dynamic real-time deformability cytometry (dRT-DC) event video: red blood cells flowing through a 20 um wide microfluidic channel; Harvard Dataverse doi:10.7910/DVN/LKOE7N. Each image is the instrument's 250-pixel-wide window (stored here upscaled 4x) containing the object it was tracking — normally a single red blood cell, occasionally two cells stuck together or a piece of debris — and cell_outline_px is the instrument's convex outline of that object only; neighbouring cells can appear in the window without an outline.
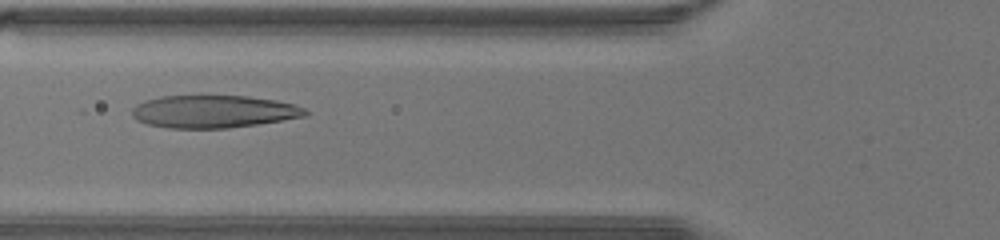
{"species": "human", "species_latin": "Homo sapiens", "temperature_condition": "warm", "stored_images_in_passage": 41, "camera_frame_rate_fps": 3000, "um_per_image_px": 0.085, "donor": {"sex": "male"}, "frame": {"image": 1, "passage_image": 15, "time_ms": 4.667, "image_size_px": [1000, 240], "cell_outline_px": [[308, 116], [256, 124], [228, 128], [168, 128], [148, 124], [136, 120], [132, 116], [132, 108], [136, 104], [144, 100], [160, 96], [200, 92], [248, 96], [276, 100], [292, 104], [304, 108], [308, 112]], "centroid_in_image_um": [18.09, 9.43], "position_along_channel_um": 107.7, "area_um2": 34.22}}
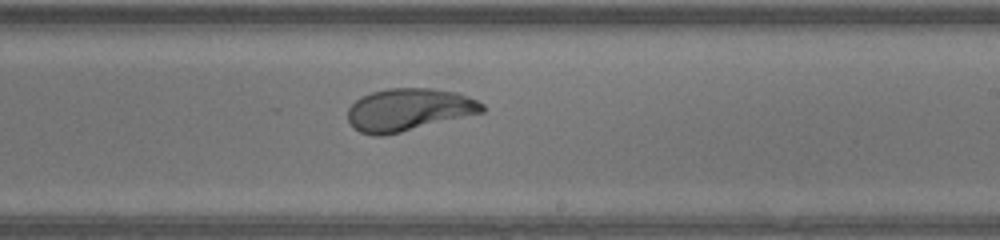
{"frame": {"image": 2, "passage_image": 24, "time_ms": 7.667, "image_size_px": [1000, 240], "cell_outline_px": [[484, 112], [384, 136], [376, 136], [360, 132], [352, 128], [348, 120], [348, 108], [360, 96], [372, 92], [388, 88], [432, 88], [460, 92], [484, 104]], "centroid_in_image_um": [34.73, 9.32], "position_along_channel_um": 254.3, "area_um2": 33.47}}
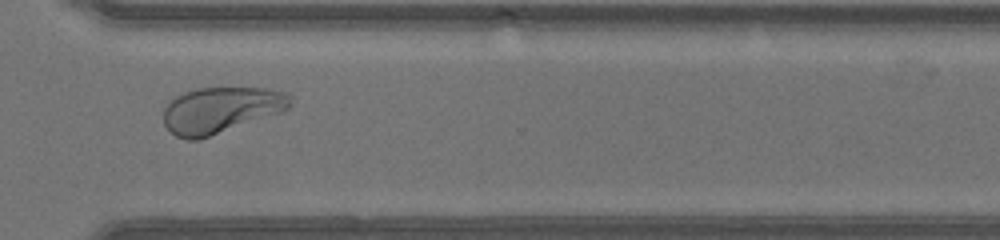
{"frame": {"image": 3, "passage_image": 30, "time_ms": 9.667, "image_size_px": [1000, 240], "cell_outline_px": [[292, 96], [288, 108], [280, 112], [200, 140], [188, 140], [176, 136], [164, 124], [164, 108], [176, 96], [184, 92], [196, 88], [264, 88], [288, 92]], "centroid_in_image_um": [18.77, 9.35], "position_along_channel_um": 351.8, "area_um2": 33.87}}